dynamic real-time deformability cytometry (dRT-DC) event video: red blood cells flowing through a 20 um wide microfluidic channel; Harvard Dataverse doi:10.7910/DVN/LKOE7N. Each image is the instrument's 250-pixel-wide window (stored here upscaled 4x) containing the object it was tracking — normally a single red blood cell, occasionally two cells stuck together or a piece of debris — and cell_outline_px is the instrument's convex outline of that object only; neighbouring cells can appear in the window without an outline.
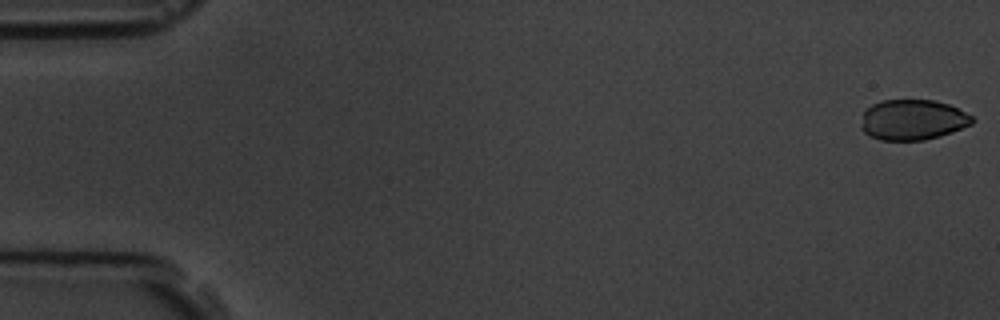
{"species": "common noctule bat (a hibernating species)", "species_latin": "Nyctalus noctula", "temperature_condition": "room temperature", "stored_images_in_passage": 6, "camera_frame_rate_fps": 3000, "um_per_image_px": 0.085, "animal": {"sex": "male", "body_mass_g": 19.5, "forearm_length_mm": 54.6}, "frame": {"image": 1, "passage_image": 1, "time_ms": 0.0, "image_size_px": [1000, 320], "cell_outline_px": [[976, 120], [972, 124], [952, 132], [940, 136], [924, 140], [880, 140], [864, 132], [860, 128], [864, 112], [872, 104], [884, 100], [932, 100], [948, 104], [972, 116]], "centroid_in_image_um": [77.59, 10.19], "position_along_channel_um": 7.4, "area_um2": 26.07}}
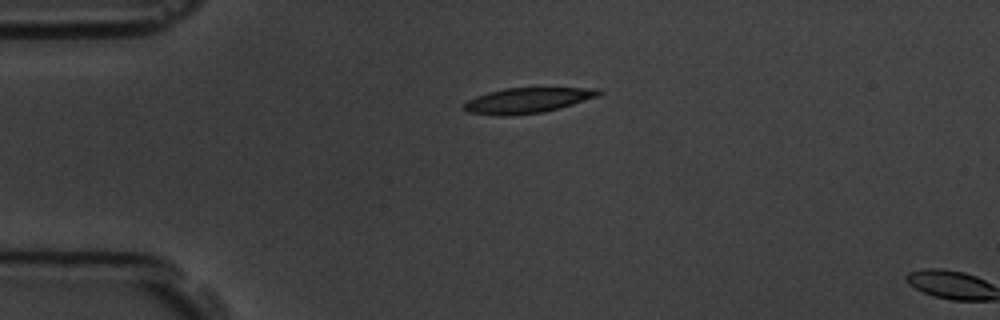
{"frame": {"image": 2, "passage_image": 6, "time_ms": 6.667, "image_size_px": [1000, 320], "cell_outline_px": [[604, 92], [600, 96], [544, 112], [504, 116], [496, 116], [468, 112], [460, 108], [460, 104], [476, 96], [488, 92], [504, 88], [600, 88]], "centroid_in_image_um": [44.79, 8.53], "position_along_channel_um": 40.2, "area_um2": 20.11}}